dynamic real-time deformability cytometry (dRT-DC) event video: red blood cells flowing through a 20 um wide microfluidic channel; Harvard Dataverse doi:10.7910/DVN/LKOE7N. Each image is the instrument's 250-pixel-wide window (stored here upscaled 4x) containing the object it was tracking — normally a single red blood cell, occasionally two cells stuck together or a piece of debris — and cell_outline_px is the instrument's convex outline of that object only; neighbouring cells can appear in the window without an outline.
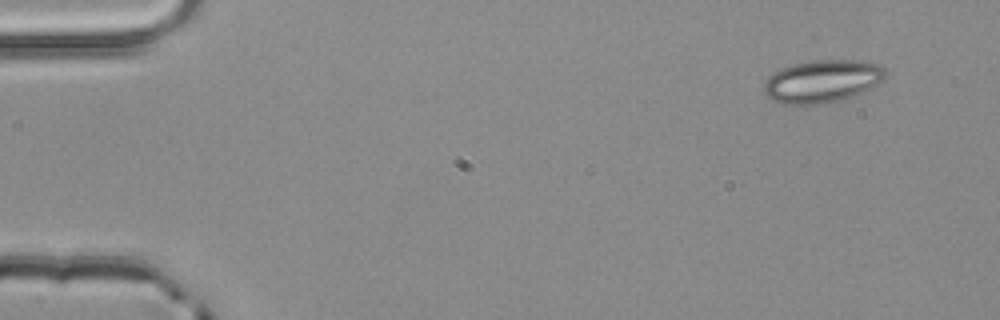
{"species": "common noctule bat (a hibernating species)", "species_latin": "Nyctalus noctula", "temperature_condition": "room temperature", "stored_images_in_passage": 3, "camera_frame_rate_fps": 3000, "um_per_image_px": 0.085, "animal": {"sex": "male", "body_mass_g": 20.4}, "frame": {"image": 1, "passage_image": 1, "time_ms": 0.0, "image_size_px": [1000, 320], "cell_outline_px": [[888, 76], [884, 80], [864, 92], [852, 96], [836, 100], [816, 104], [780, 104], [772, 100], [764, 92], [764, 80], [772, 72], [780, 68], [792, 64], [812, 60], [864, 60], [880, 64], [888, 72]], "centroid_in_image_um": [69.91, 6.88], "position_along_channel_um": 15.1, "area_um2": 30.63}}
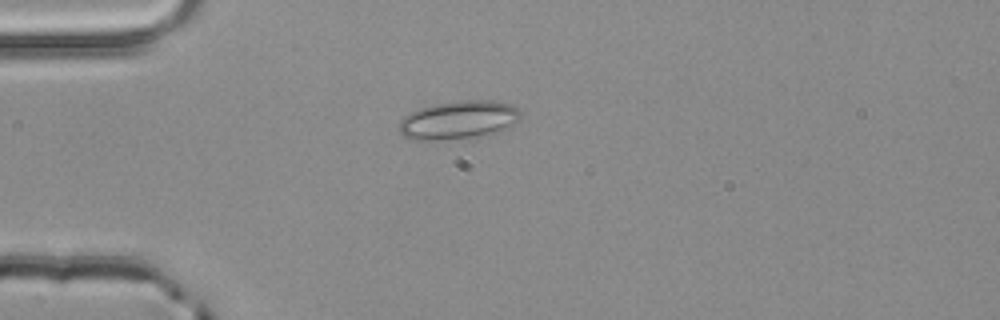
{"frame": {"image": 2, "passage_image": 3, "time_ms": 0.667, "image_size_px": [1000, 320], "cell_outline_px": [[520, 120], [500, 132], [444, 140], [412, 140], [404, 136], [400, 132], [400, 120], [408, 112], [416, 108], [432, 104], [460, 100], [492, 100], [512, 104], [520, 108]], "centroid_in_image_um": [38.97, 10.17], "position_along_channel_um": 46.0, "area_um2": 27.51}}